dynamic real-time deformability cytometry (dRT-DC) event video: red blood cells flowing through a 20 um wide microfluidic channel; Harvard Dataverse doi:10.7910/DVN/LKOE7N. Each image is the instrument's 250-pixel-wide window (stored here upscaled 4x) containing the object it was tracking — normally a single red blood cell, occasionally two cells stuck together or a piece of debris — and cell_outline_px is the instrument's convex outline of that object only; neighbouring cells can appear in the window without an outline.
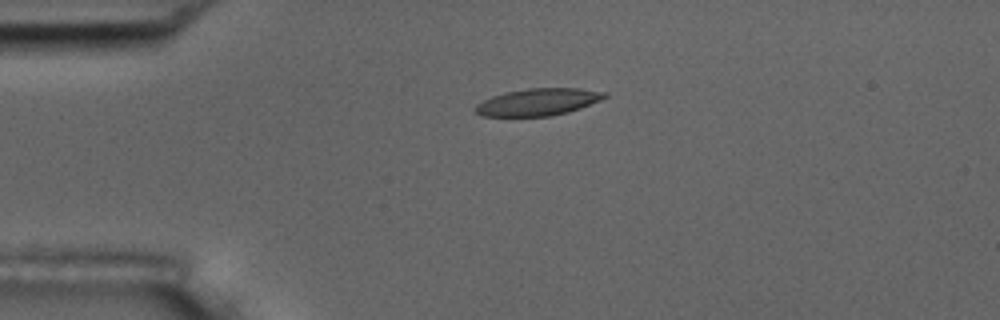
{"species": "common noctule bat (a hibernating species)", "species_latin": "Nyctalus noctula", "temperature_condition": "room temperature", "stored_images_in_passage": 2, "camera_frame_rate_fps": 3000, "um_per_image_px": 0.085, "animal": {"sex": "male", "body_mass_g": 17.5, "forearm_length_mm": 52.3}, "frame": {"image": 1, "passage_image": 1, "time_ms": 0.0, "image_size_px": [1000, 320], "cell_outline_px": [[608, 96], [600, 100], [580, 108], [568, 112], [552, 116], [480, 116], [472, 108], [476, 104], [492, 96], [504, 92], [528, 88], [580, 88], [608, 92]], "centroid_in_image_um": [45.73, 8.66], "position_along_channel_um": 39.3, "area_um2": 20.58}}